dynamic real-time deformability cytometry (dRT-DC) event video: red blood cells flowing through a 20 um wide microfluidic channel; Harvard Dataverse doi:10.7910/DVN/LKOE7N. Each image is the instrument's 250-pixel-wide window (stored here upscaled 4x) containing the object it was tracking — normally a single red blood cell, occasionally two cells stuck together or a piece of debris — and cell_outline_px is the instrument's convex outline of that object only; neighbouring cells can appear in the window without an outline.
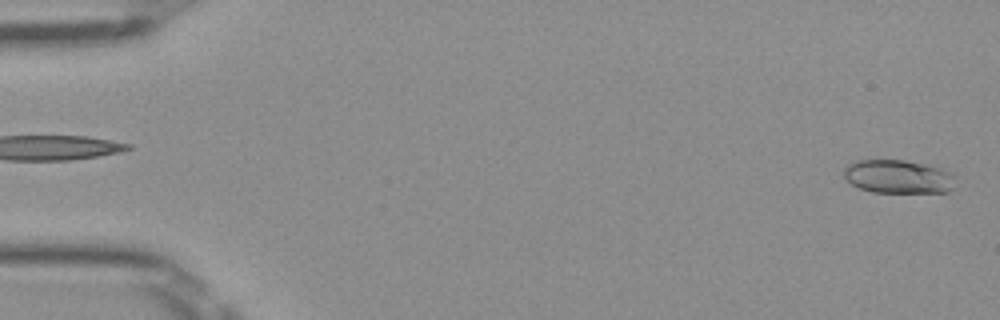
{"species": "Egyptian fruit bat (a non-hibernating species)", "species_latin": "Rousettus aegyptiacus", "temperature_condition": "room temperature", "stored_images_in_passage": 50, "camera_frame_rate_fps": 3000, "um_per_image_px": 0.085, "frame": {"image": 1, "passage_image": 1, "time_ms": 0.0, "image_size_px": [1000, 320], "cell_outline_px": [[956, 176], [952, 188], [948, 192], [872, 192], [860, 188], [844, 180], [844, 168], [848, 164], [856, 160], [904, 160], [924, 164], [940, 168]], "centroid_in_image_um": [76.32, 15.01], "position_along_channel_um": 8.7, "area_um2": 21.79}}
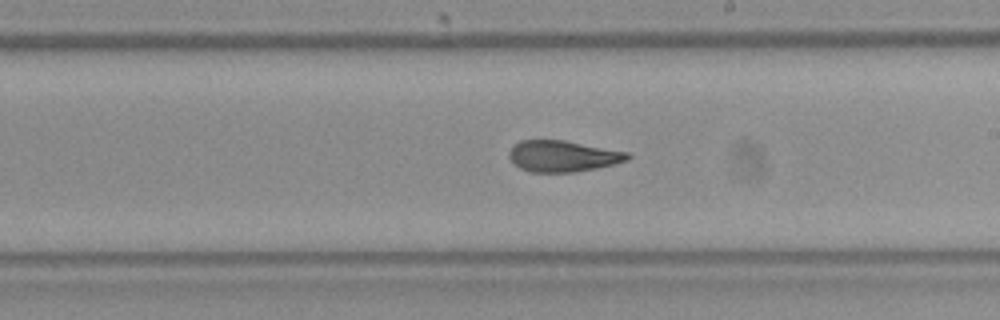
{"frame": {"image": 2, "passage_image": 29, "time_ms": 9.333, "image_size_px": [1000, 320], "cell_outline_px": [[632, 156], [628, 160], [616, 164], [576, 172], [528, 172], [520, 168], [508, 156], [508, 152], [520, 140], [564, 140], [628, 152]], "centroid_in_image_um": [47.87, 13.28], "position_along_channel_um": 241.1, "area_um2": 21.56}}
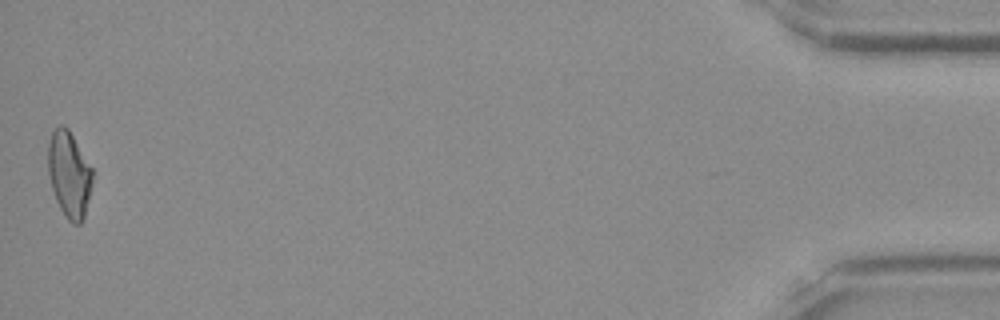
{"frame": {"image": 3, "passage_image": 50, "time_ms": 16.333, "image_size_px": [1000, 320], "cell_outline_px": [[92, 180], [84, 220], [80, 224], [72, 224], [68, 220], [60, 208], [56, 200], [52, 188], [48, 172], [48, 144], [52, 132], [60, 124], [64, 124], [68, 128], [92, 168]], "centroid_in_image_um": [5.87, 14.82], "position_along_channel_um": 429.3, "area_um2": 22.14}, "authors_computed_cell_mechanics": {"area_um2": 22.0507, "velocity_mm_per_s": 4.0226, "shape_relaxation_time_tau1_ms": 8.4968, "shape_relaxation_time_tau2_ms": 2.3794, "deformation_change_tau1": 0.2133, "deformation_change_tau2": 0.0991}}